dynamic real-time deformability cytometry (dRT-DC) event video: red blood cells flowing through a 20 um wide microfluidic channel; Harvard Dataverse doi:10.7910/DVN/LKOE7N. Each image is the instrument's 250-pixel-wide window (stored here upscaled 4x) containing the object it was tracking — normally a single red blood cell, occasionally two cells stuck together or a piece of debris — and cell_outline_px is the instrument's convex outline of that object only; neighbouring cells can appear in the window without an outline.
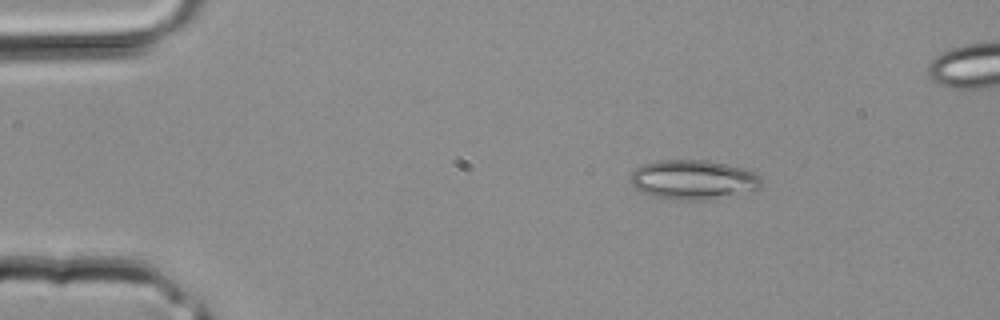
{"species": "common noctule bat (a hibernating species)", "species_latin": "Nyctalus noctula", "temperature_condition": "room temperature", "stored_images_in_passage": 3, "camera_frame_rate_fps": 3000, "um_per_image_px": 0.085, "animal": {"sex": "male", "body_mass_g": 20.4}, "frame": {"image": 1, "passage_image": 1, "time_ms": 0.0, "image_size_px": [1000, 320], "cell_outline_px": [[764, 184], [760, 188], [708, 200], [668, 200], [652, 196], [640, 192], [632, 184], [628, 176], [636, 168], [644, 164], [660, 160], [704, 160], [748, 168], [760, 176], [764, 180]], "centroid_in_image_um": [58.93, 15.28], "position_along_channel_um": 26.1, "area_um2": 30.52}}